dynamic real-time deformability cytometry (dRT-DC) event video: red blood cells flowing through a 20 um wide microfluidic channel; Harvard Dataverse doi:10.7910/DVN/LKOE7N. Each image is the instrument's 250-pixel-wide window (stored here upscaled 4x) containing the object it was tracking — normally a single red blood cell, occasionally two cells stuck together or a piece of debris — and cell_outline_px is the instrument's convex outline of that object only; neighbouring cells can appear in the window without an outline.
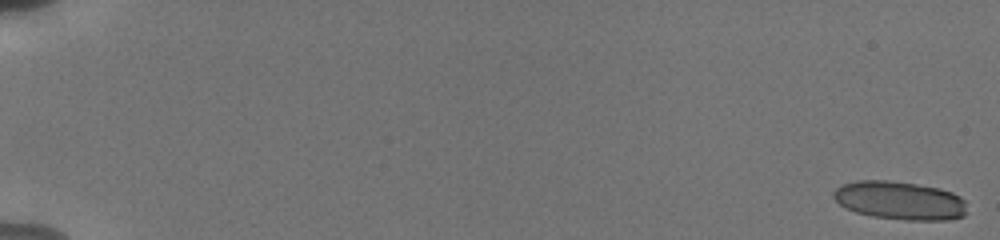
{"species": "human", "species_latin": "Homo sapiens", "temperature_condition": "cold", "stored_images_in_passage": 56, "camera_frame_rate_fps": 3000, "um_per_image_px": 0.085, "donor": {"sex": "male"}, "frame": {"image": 1, "passage_image": 1, "time_ms": 0.0, "image_size_px": [1000, 240], "cell_outline_px": [[964, 216], [948, 220], [904, 220], [872, 216], [856, 212], [840, 204], [832, 196], [832, 192], [840, 184], [856, 180], [888, 180], [916, 184], [940, 188], [952, 192], [960, 196], [964, 200]], "centroid_in_image_um": [76.45, 17.03], "position_along_channel_um": 8.5, "area_um2": 29.88}}
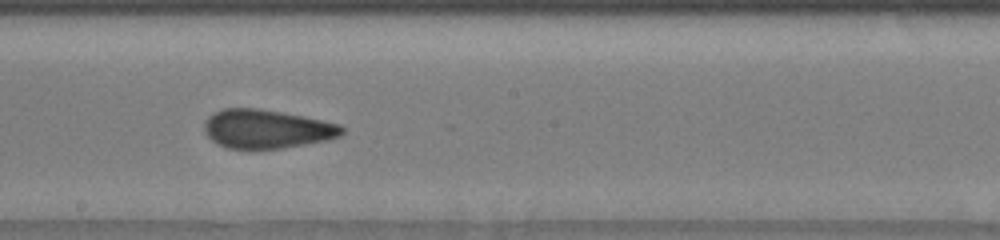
{"frame": {"image": 2, "passage_image": 34, "time_ms": 11.0, "image_size_px": [1000, 240], "cell_outline_px": [[344, 132], [340, 136], [328, 140], [280, 148], [224, 148], [216, 144], [204, 132], [204, 124], [208, 116], [212, 112], [224, 108], [256, 108], [280, 112], [340, 124], [344, 128]], "centroid_in_image_um": [22.63, 10.96], "position_along_channel_um": 225.6, "area_um2": 30.92}}
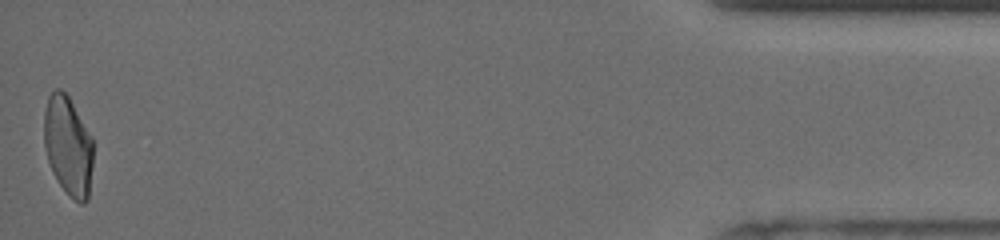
{"frame": {"image": 3, "passage_image": 56, "time_ms": 18.333, "image_size_px": [1000, 240], "cell_outline_px": [[92, 168], [88, 200], [84, 204], [80, 204], [60, 184], [52, 172], [48, 160], [44, 144], [44, 112], [48, 96], [56, 88], [60, 88], [68, 96], [92, 136]], "centroid_in_image_um": [5.79, 12.38], "position_along_channel_um": 429.4, "area_um2": 28.26}, "authors_computed_cell_mechanics": {"area_um2": 30.4606, "velocity_mm_per_s": 3.8116, "shape_relaxation_time_tau1_ms": null, "shape_relaxation_time_tau2_ms": 1.3846, "deformation_change_tau1": null, "deformation_change_tau2": 0.0911}}